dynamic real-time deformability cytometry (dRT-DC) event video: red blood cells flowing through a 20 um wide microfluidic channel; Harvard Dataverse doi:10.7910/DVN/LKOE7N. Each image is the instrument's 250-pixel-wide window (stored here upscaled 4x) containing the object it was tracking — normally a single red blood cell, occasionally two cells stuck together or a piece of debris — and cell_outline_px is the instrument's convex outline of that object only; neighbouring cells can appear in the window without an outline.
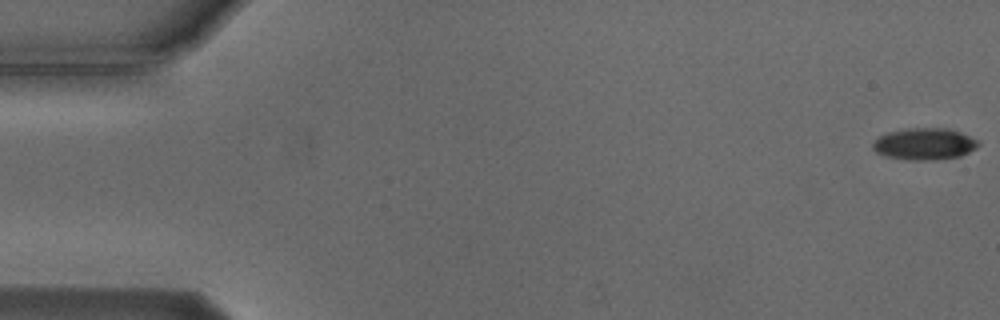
{"species": "Egyptian fruit bat (a non-hibernating species)", "species_latin": "Rousettus aegyptiacus", "temperature_condition": "cold", "stored_images_in_passage": 55, "camera_frame_rate_fps": 3000, "um_per_image_px": 0.085, "animal": {"sex": "male"}, "frame": {"image": 1, "passage_image": 1, "time_ms": 0.0, "image_size_px": [1000, 320], "cell_outline_px": [[980, 144], [976, 148], [960, 156], [936, 160], [908, 160], [888, 156], [876, 152], [872, 148], [872, 144], [880, 136], [888, 132], [908, 128], [948, 128], [960, 132], [976, 140]], "centroid_in_image_um": [78.58, 12.23], "position_along_channel_um": 6.4, "area_um2": 19.36}}
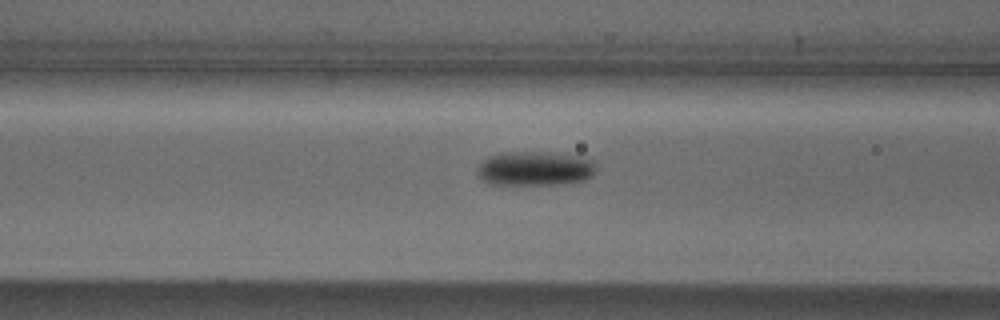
{"frame": {"image": 2, "passage_image": 22, "time_ms": 7.0, "image_size_px": [1000, 320], "cell_outline_px": [[596, 172], [592, 176], [584, 180], [556, 184], [492, 184], [480, 180], [476, 176], [476, 168], [488, 156], [500, 152], [556, 152], [580, 156], [596, 160]], "centroid_in_image_um": [45.47, 14.31], "position_along_channel_um": 121.1, "area_um2": 24.28}}
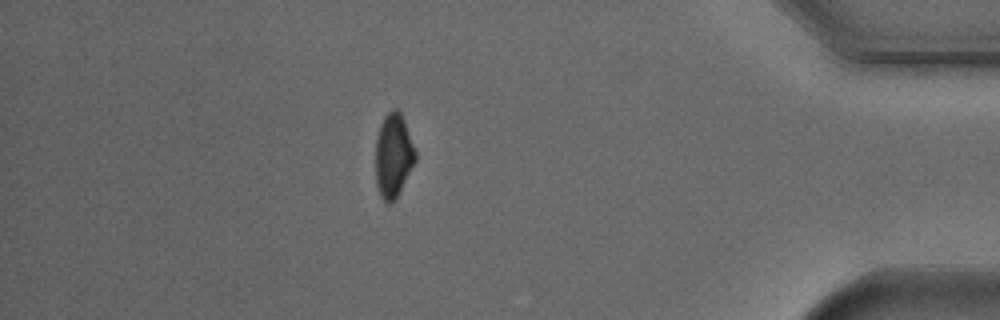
{"frame": {"image": 3, "passage_image": 48, "time_ms": 15.667, "image_size_px": [1000, 320], "cell_outline_px": [[416, 160], [396, 196], [388, 204], [380, 196], [376, 184], [376, 136], [380, 124], [384, 116], [392, 108], [396, 108], [400, 112], [404, 120], [416, 152]], "centroid_in_image_um": [33.42, 13.17], "position_along_channel_um": 401.8, "area_um2": 19.19}, "authors_computed_cell_mechanics": {"area_um2": 20.519, "velocity_mm_per_s": 3.7562, "shape_relaxation_time_tau1_ms": 2.8459, "shape_relaxation_time_tau2_ms": null, "deformation_change_tau1": 0.1109, "deformation_change_tau2": null}}